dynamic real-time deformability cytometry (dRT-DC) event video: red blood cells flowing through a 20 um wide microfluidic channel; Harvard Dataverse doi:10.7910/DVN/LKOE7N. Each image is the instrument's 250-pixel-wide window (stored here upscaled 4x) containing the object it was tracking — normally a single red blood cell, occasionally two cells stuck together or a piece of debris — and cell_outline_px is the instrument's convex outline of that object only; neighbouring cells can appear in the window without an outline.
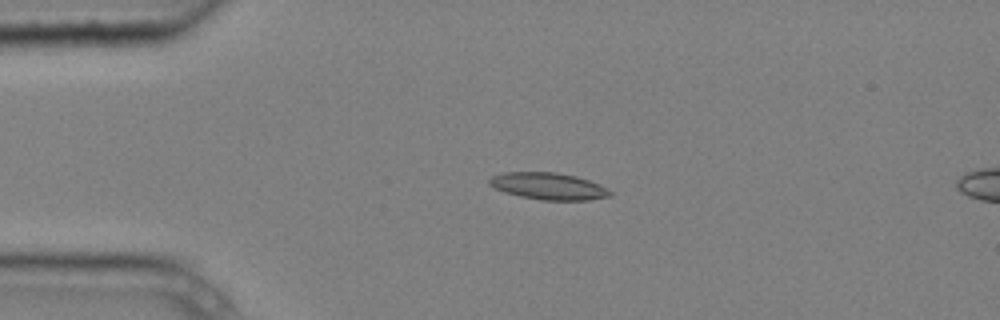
{"species": "common noctule bat (a hibernating species)", "species_latin": "Nyctalus noctula", "temperature_condition": "cold", "stored_images_in_passage": 4, "camera_frame_rate_fps": 3000, "um_per_image_px": 0.085, "animal": {"sex": "male", "body_mass_g": 20.4}, "frame": {"image": 1, "passage_image": 4, "time_ms": 1.0, "image_size_px": [1000, 320], "cell_outline_px": [[612, 196], [588, 200], [540, 200], [520, 196], [504, 192], [488, 184], [488, 180], [492, 176], [504, 172], [556, 172], [576, 176], [600, 184], [608, 188], [612, 192]], "centroid_in_image_um": [46.64, 15.82], "position_along_channel_um": 38.4, "area_um2": 19.02}}